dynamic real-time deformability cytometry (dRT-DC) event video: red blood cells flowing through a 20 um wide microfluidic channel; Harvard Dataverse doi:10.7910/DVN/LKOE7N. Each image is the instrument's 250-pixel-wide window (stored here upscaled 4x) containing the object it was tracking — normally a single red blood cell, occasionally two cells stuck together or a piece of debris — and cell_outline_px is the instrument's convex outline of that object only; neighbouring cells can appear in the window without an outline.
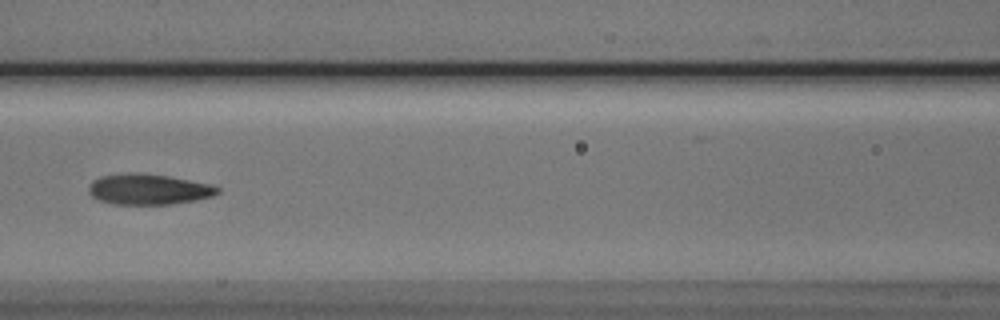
{"species": "Egyptian fruit bat (a non-hibernating species)", "species_latin": "Rousettus aegyptiacus", "temperature_condition": "cold", "stored_images_in_passage": 7, "camera_frame_rate_fps": 3000, "um_per_image_px": 0.085, "animal": {"sex": "male"}, "frame": {"image": 1, "passage_image": 6, "time_ms": 6.0, "image_size_px": [1000, 320], "cell_outline_px": [[220, 192], [212, 196], [196, 200], [172, 204], [112, 204], [96, 200], [88, 192], [88, 188], [92, 180], [100, 176], [132, 172], [136, 172], [168, 176], [212, 184], [220, 188]], "centroid_in_image_um": [12.61, 16.09], "position_along_channel_um": 154.0, "area_um2": 23.24}}
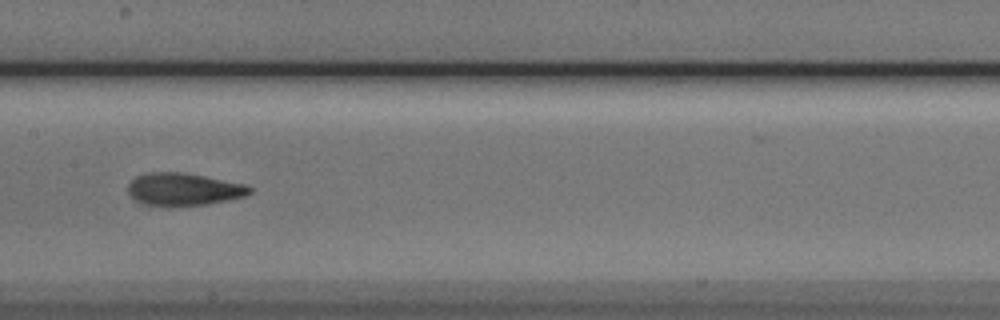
{"frame": {"image": 2, "passage_image": 7, "time_ms": 7.0, "image_size_px": [1000, 320], "cell_outline_px": [[252, 192], [244, 196], [228, 200], [204, 204], [168, 208], [164, 208], [144, 204], [136, 200], [128, 192], [128, 184], [136, 176], [148, 172], [180, 172], [204, 176], [248, 184], [252, 188]], "centroid_in_image_um": [15.6, 16.11], "position_along_channel_um": 191.8, "area_um2": 23.47}}